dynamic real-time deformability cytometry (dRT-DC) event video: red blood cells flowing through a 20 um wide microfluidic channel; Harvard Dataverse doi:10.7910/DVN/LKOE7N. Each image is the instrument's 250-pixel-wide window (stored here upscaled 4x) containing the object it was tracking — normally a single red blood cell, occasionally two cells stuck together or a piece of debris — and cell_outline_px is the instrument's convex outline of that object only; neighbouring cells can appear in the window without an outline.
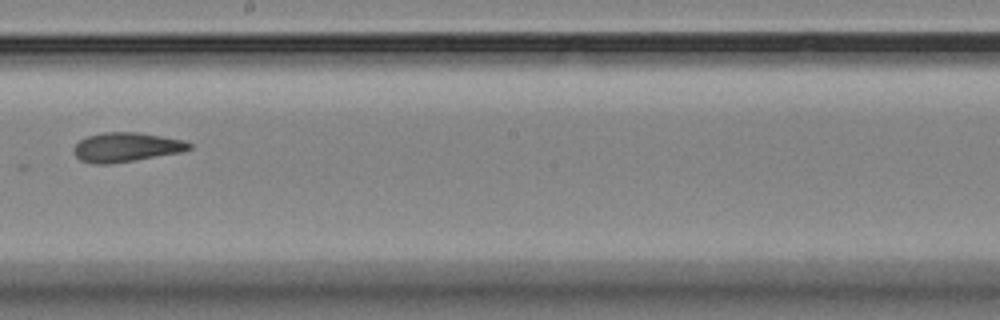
{"species": "Egyptian fruit bat (a non-hibernating species)", "species_latin": "Rousettus aegyptiacus", "temperature_condition": "room temperature", "stored_images_in_passage": 10, "camera_frame_rate_fps": 3000, "um_per_image_px": 0.085, "animal": {"sex": "female"}, "frame": {"image": 1, "passage_image": 10, "time_ms": 10.667, "image_size_px": [1000, 320], "cell_outline_px": [[192, 148], [184, 152], [112, 164], [92, 164], [80, 160], [76, 156], [72, 148], [80, 140], [88, 136], [104, 132], [140, 132], [184, 140], [192, 144]], "centroid_in_image_um": [10.75, 12.52], "position_along_channel_um": 237.4, "area_um2": 20.0}}